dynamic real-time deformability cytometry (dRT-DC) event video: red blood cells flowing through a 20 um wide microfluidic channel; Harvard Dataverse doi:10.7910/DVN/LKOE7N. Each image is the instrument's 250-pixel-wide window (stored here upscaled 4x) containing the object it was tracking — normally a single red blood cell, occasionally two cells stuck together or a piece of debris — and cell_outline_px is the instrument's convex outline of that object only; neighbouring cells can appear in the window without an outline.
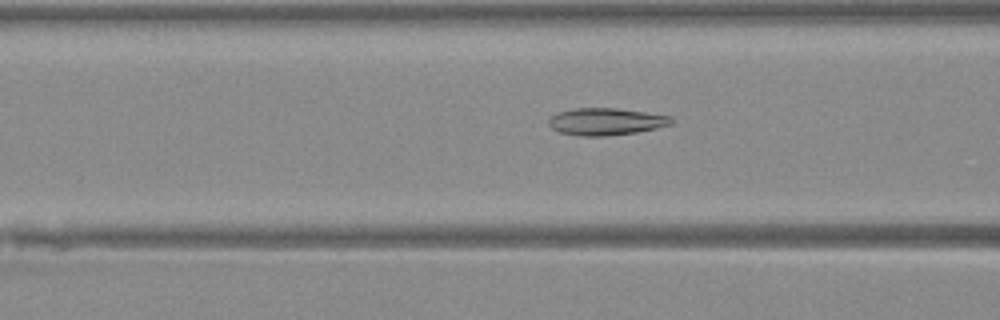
{"species": "Egyptian fruit bat (a non-hibernating species)", "species_latin": "Rousettus aegyptiacus", "temperature_condition": "warm", "stored_images_in_passage": 49, "camera_frame_rate_fps": 3000, "um_per_image_px": 0.085, "animal": {"sex": "female"}, "frame": {"image": 1, "passage_image": 20, "time_ms": 6.333, "image_size_px": [1000, 320], "cell_outline_px": [[672, 124], [656, 128], [636, 132], [604, 136], [580, 136], [560, 132], [552, 128], [548, 124], [548, 120], [556, 112], [576, 108], [616, 108], [672, 116]], "centroid_in_image_um": [51.49, 10.33], "position_along_channel_um": 115.1, "area_um2": 19.31}}
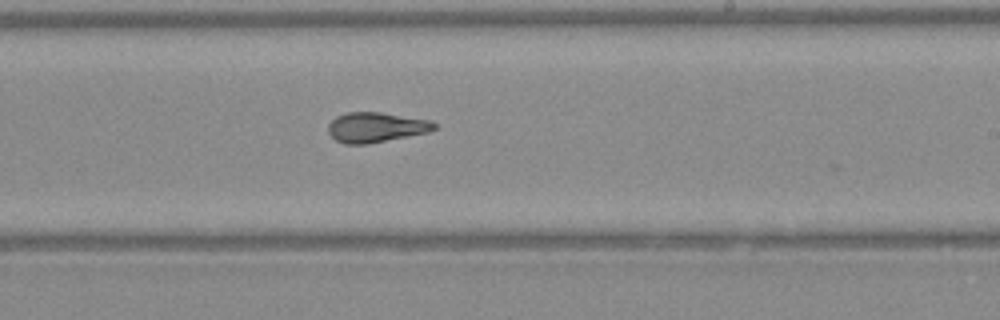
{"frame": {"image": 2, "passage_image": 30, "time_ms": 9.667, "image_size_px": [1000, 320], "cell_outline_px": [[436, 128], [432, 132], [368, 144], [344, 144], [336, 140], [328, 132], [328, 124], [336, 116], [348, 112], [380, 112], [432, 120], [436, 124]], "centroid_in_image_um": [31.99, 10.82], "position_along_channel_um": 257.0, "area_um2": 18.79}}
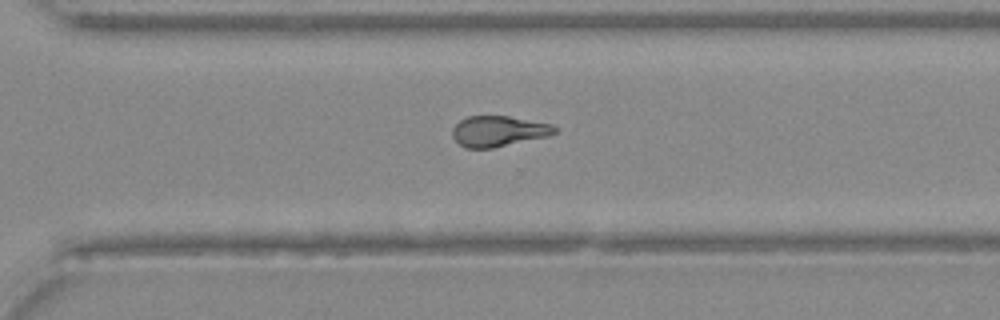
{"frame": {"image": 3, "passage_image": 35, "time_ms": 11.333, "image_size_px": [1000, 320], "cell_outline_px": [[556, 132], [548, 136], [492, 148], [468, 148], [460, 144], [452, 136], [452, 128], [460, 120], [468, 116], [508, 116], [552, 124], [556, 128]], "centroid_in_image_um": [42.36, 11.14], "position_along_channel_um": 328.2, "area_um2": 18.09}}